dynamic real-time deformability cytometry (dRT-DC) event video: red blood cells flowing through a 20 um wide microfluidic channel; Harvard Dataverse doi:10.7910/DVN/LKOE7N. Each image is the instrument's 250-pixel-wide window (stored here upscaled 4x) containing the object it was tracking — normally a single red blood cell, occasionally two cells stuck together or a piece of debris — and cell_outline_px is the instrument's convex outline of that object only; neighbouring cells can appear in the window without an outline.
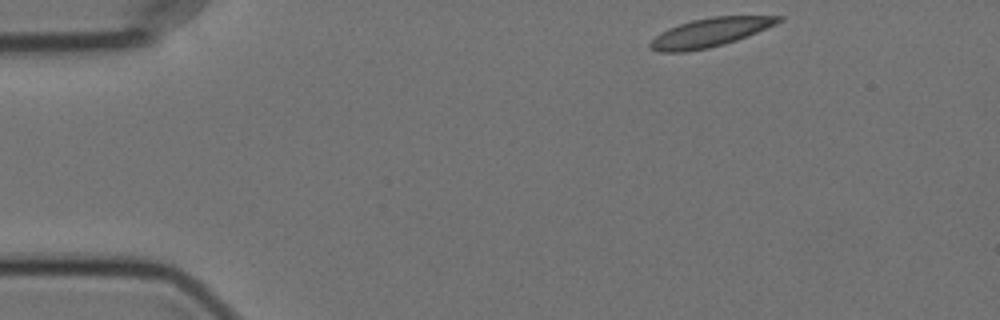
{"species": "Egyptian fruit bat (a non-hibernating species)", "species_latin": "Rousettus aegyptiacus", "temperature_condition": "cold", "stored_images_in_passage": 50, "camera_frame_rate_fps": 3000, "um_per_image_px": 0.085, "animal": {"sex": "female"}, "frame": {"image": 1, "passage_image": 1, "time_ms": 0.0, "image_size_px": [1000, 320], "cell_outline_px": [[784, 20], [776, 24], [736, 40], [724, 44], [708, 48], [684, 52], [660, 52], [648, 48], [648, 44], [660, 32], [668, 28], [692, 20], [712, 16], [784, 16]], "centroid_in_image_um": [60.32, 2.76], "position_along_channel_um": 24.7, "area_um2": 21.39}}
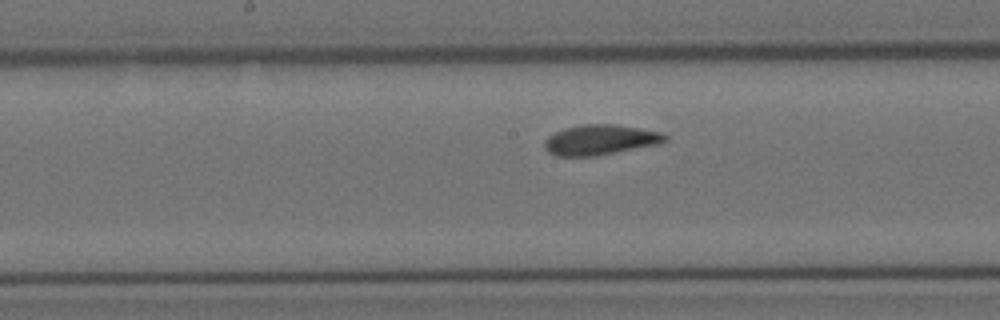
{"frame": {"image": 2, "passage_image": 22, "time_ms": 7.0, "image_size_px": [1000, 320], "cell_outline_px": [[668, 140], [660, 144], [596, 156], [556, 156], [548, 152], [544, 148], [544, 140], [548, 136], [564, 128], [584, 124], [616, 124], [640, 128], [660, 132], [668, 136]], "centroid_in_image_um": [51.03, 11.89], "position_along_channel_um": 197.2, "area_um2": 21.39}}
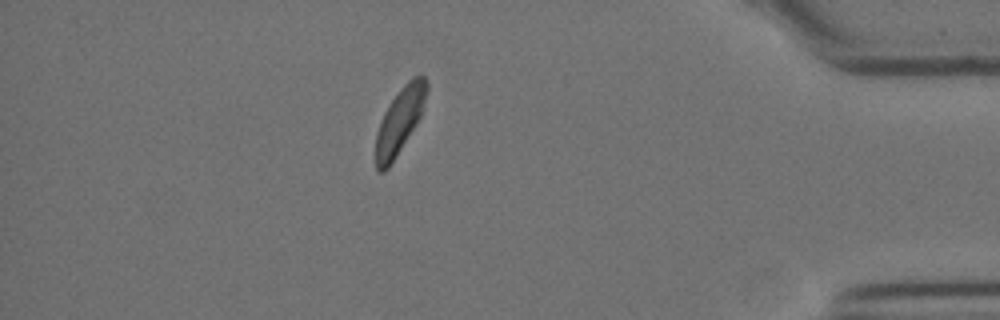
{"frame": {"image": 3, "passage_image": 43, "time_ms": 14.0, "image_size_px": [1000, 320], "cell_outline_px": [[428, 88], [420, 116], [416, 124], [396, 156], [388, 168], [384, 172], [380, 172], [376, 168], [376, 132], [380, 120], [384, 112], [392, 100], [404, 84], [412, 76], [424, 76], [428, 84]], "centroid_in_image_um": [33.96, 10.26], "position_along_channel_um": 401.2, "area_um2": 19.13}, "authors_computed_cell_mechanics": {"area_um2": 20.9236, "velocity_mm_per_s": 3.5022, "shape_relaxation_time_tau1_ms": 4.4215, "shape_relaxation_time_tau2_ms": 1.4848, "deformation_change_tau1": 0.137, "deformation_change_tau2": 0.0401}}